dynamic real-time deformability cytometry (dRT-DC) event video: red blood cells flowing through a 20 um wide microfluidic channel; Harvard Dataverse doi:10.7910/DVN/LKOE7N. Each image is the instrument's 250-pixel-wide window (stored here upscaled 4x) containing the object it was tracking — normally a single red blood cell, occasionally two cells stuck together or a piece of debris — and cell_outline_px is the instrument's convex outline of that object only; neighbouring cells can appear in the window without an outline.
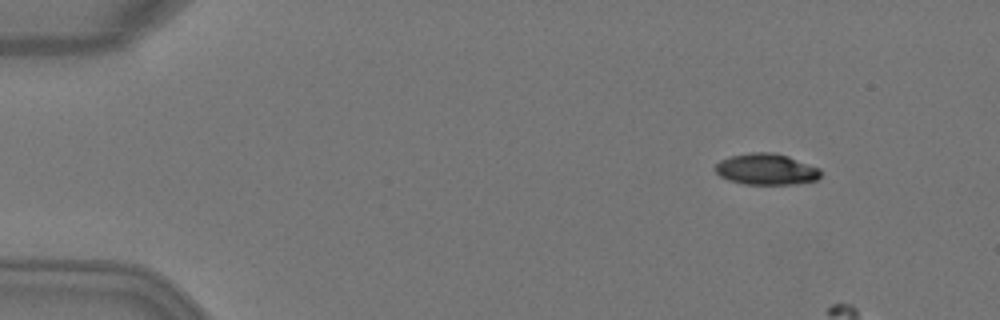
{"species": "Egyptian fruit bat (a non-hibernating species)", "species_latin": "Rousettus aegyptiacus", "temperature_condition": "warm", "stored_images_in_passage": 3, "camera_frame_rate_fps": 3000, "um_per_image_px": 0.085, "animal": {"sex": "female"}, "frame": {"image": 1, "passage_image": 1, "time_ms": 0.0, "image_size_px": [1000, 320], "cell_outline_px": [[820, 176], [816, 180], [796, 184], [744, 184], [728, 180], [720, 176], [716, 172], [716, 164], [720, 160], [732, 156], [752, 152], [772, 152], [788, 156], [820, 168]], "centroid_in_image_um": [65.14, 14.39], "position_along_channel_um": 19.9, "area_um2": 19.07}}